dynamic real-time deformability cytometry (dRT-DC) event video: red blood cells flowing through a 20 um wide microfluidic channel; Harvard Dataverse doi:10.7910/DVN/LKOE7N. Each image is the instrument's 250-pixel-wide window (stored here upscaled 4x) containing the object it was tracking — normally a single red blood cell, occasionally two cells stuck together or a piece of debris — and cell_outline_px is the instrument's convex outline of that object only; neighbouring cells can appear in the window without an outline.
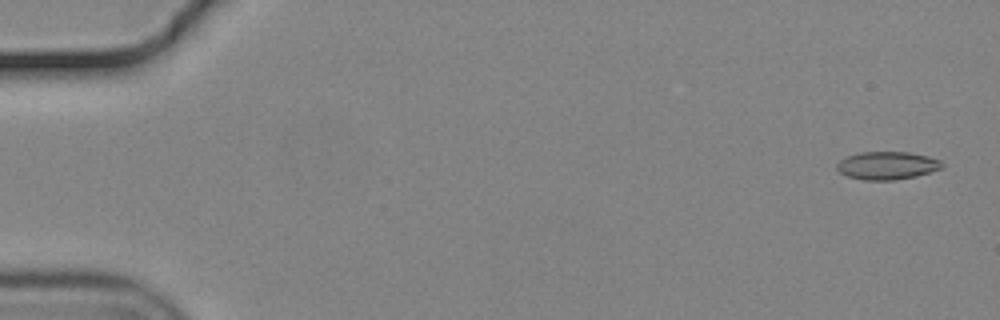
{"species": "common noctule bat (a hibernating species)", "species_latin": "Nyctalus noctula", "temperature_condition": "cold", "stored_images_in_passage": 56, "camera_frame_rate_fps": 3000, "um_per_image_px": 0.085, "animal": {"sex": "male", "body_mass_g": 19.2, "forearm_length_mm": 51.8}, "frame": {"image": 1, "passage_image": 2, "time_ms": 0.333, "image_size_px": [1000, 320], "cell_outline_px": [[944, 168], [916, 176], [896, 180], [864, 180], [848, 176], [840, 172], [836, 168], [836, 164], [840, 160], [848, 156], [860, 152], [908, 152], [928, 156], [940, 160], [944, 164]], "centroid_in_image_um": [75.43, 14.07], "position_along_channel_um": 9.6, "area_um2": 17.17}}
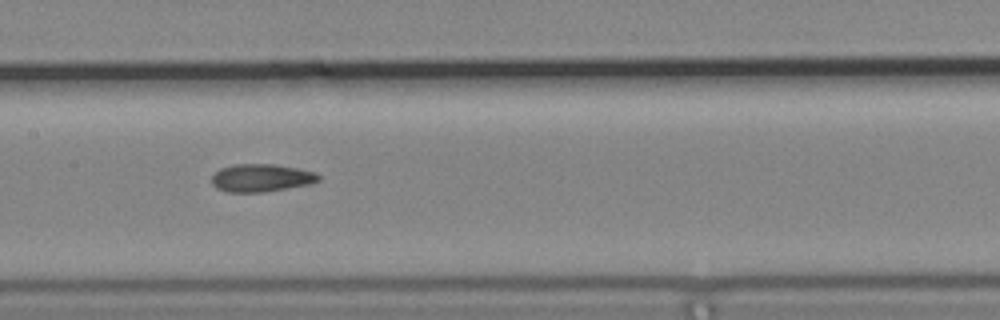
{"frame": {"image": 2, "passage_image": 28, "time_ms": 9.0, "image_size_px": [1000, 320], "cell_outline_px": [[320, 180], [304, 184], [284, 188], [260, 192], [228, 192], [216, 188], [212, 184], [212, 176], [220, 168], [232, 164], [272, 164], [312, 172], [320, 176]], "centroid_in_image_um": [22.09, 15.11], "position_along_channel_um": 185.3, "area_um2": 16.76}}
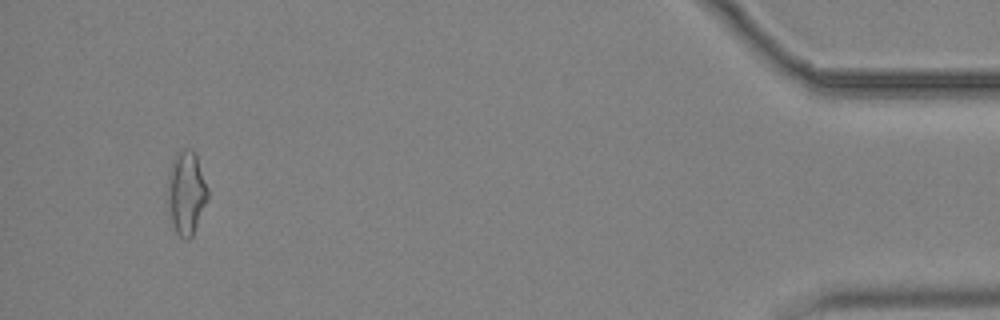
{"frame": {"image": 3, "passage_image": 53, "time_ms": 17.333, "image_size_px": [1000, 320], "cell_outline_px": [[208, 200], [192, 236], [188, 240], [180, 236], [176, 232], [172, 224], [168, 212], [168, 172], [172, 160], [176, 152], [184, 148], [192, 148], [196, 156], [208, 188]], "centroid_in_image_um": [15.82, 16.37], "position_along_channel_um": 419.4, "area_um2": 19.65}, "authors_computed_cell_mechanics": {"area_um2": 17.1955, "velocity_mm_per_s": 3.6992, "shape_relaxation_time_tau1_ms": null, "shape_relaxation_time_tau2_ms": 2.3891, "deformation_change_tau1": null, "deformation_change_tau2": 0.0793}}